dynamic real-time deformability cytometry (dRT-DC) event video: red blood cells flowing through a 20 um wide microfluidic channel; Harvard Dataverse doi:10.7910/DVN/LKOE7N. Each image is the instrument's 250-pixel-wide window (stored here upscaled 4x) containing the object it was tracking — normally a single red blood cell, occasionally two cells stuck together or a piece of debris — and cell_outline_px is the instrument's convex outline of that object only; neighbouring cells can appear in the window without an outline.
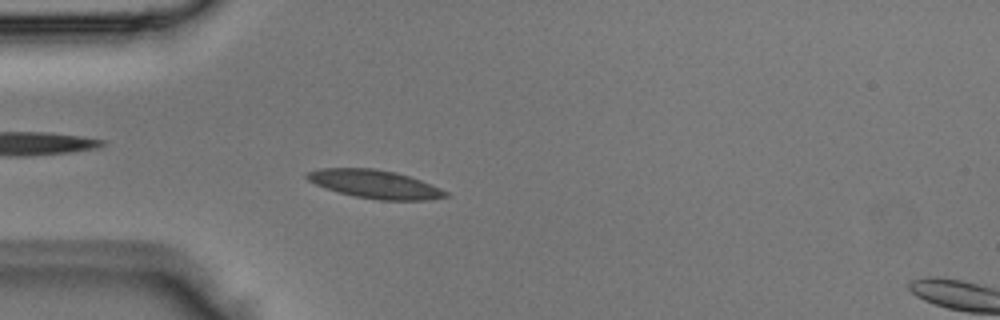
{"species": "Egyptian fruit bat (a non-hibernating species)", "species_latin": "Rousettus aegyptiacus", "temperature_condition": "room temperature", "stored_images_in_passage": 5, "camera_frame_rate_fps": 3000, "um_per_image_px": 0.085, "animal": {"sex": "male"}, "frame": {"image": 1, "passage_image": 4, "time_ms": 1.0, "image_size_px": [1000, 320], "cell_outline_px": [[448, 196], [428, 200], [380, 200], [356, 196], [340, 192], [316, 184], [308, 180], [304, 176], [304, 172], [320, 168], [372, 168], [396, 172], [420, 180], [440, 188], [448, 192]], "centroid_in_image_um": [31.85, 15.64], "position_along_channel_um": 53.2, "area_um2": 22.66}}